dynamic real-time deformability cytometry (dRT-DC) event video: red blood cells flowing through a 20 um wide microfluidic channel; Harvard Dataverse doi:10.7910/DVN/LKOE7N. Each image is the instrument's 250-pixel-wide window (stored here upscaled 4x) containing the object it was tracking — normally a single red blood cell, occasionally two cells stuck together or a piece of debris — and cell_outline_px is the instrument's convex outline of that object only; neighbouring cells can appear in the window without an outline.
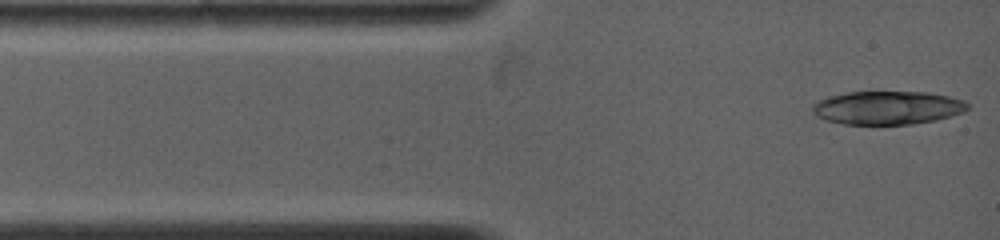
{"species": "common noctule bat (a hibernating species)", "species_latin": "Nyctalus noctula", "temperature_condition": "warm", "stored_images_in_passage": 3, "camera_frame_rate_fps": 5000, "um_per_image_px": 0.085, "animal": {"sex": "female", "body_mass_g": 19.0, "forearm_length_mm": 53.3}, "frame": {"image": 1, "passage_image": 1, "time_ms": 0.0, "image_size_px": [1000, 240], "cell_outline_px": [[968, 108], [964, 112], [936, 120], [912, 124], [844, 124], [824, 120], [816, 116], [812, 112], [812, 104], [828, 96], [848, 92], [928, 92], [948, 96], [964, 100], [968, 104]], "centroid_in_image_um": [75.42, 9.16], "position_along_channel_um": 9.6, "area_um2": 30.29}}